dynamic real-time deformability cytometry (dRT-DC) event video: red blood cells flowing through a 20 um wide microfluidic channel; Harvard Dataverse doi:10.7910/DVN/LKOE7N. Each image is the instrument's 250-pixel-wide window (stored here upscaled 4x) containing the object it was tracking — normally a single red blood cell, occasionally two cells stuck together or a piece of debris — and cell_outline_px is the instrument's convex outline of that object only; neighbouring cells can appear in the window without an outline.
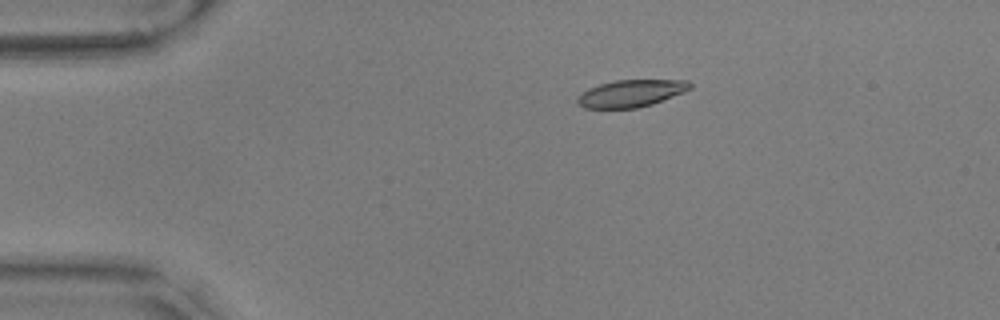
{"species": "common noctule bat (a hibernating species)", "species_latin": "Nyctalus noctula", "temperature_condition": "warm", "stored_images_in_passage": 49, "camera_frame_rate_fps": 3000, "um_per_image_px": 0.085, "animal": {"sex": "male", "body_mass_g": 17.9, "forearm_length_mm": 54.2}, "frame": {"image": 1, "passage_image": 3, "time_ms": 0.667, "image_size_px": [1000, 320], "cell_outline_px": [[692, 88], [684, 92], [652, 104], [636, 108], [584, 108], [576, 100], [576, 96], [588, 88], [600, 84], [616, 80], [688, 80], [692, 84]], "centroid_in_image_um": [53.64, 7.93], "position_along_channel_um": 31.4, "area_um2": 17.8}}
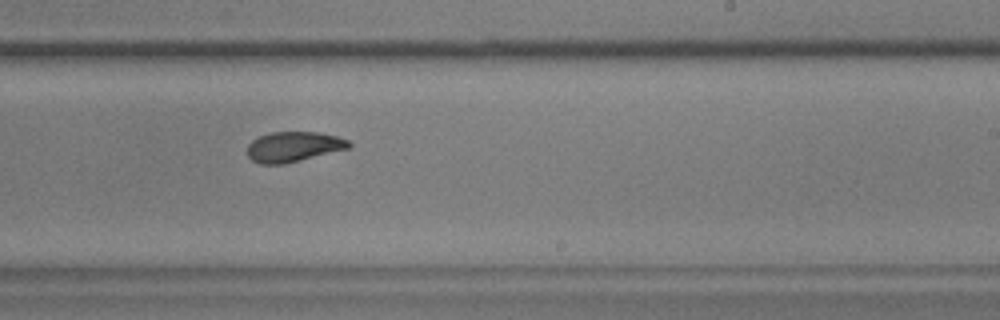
{"frame": {"image": 2, "passage_image": 27, "time_ms": 8.667, "image_size_px": [1000, 320], "cell_outline_px": [[352, 148], [284, 164], [260, 164], [252, 160], [248, 156], [248, 144], [252, 140], [260, 136], [272, 132], [320, 132], [336, 136], [348, 140], [352, 144]], "centroid_in_image_um": [24.98, 12.47], "position_along_channel_um": 264.0, "area_um2": 17.98}}
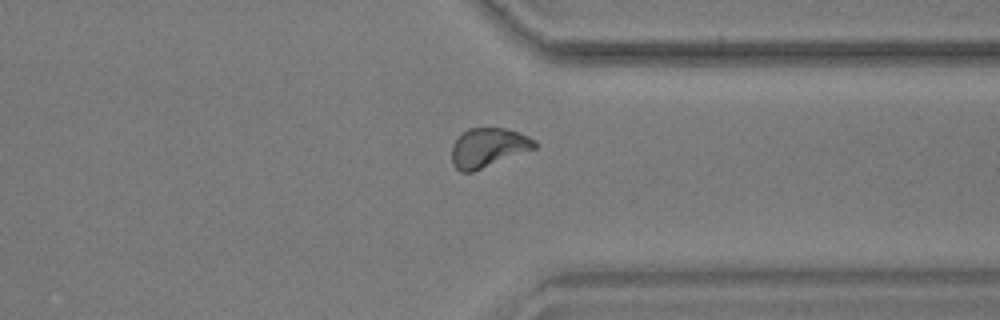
{"frame": {"image": 3, "passage_image": 36, "time_ms": 11.667, "image_size_px": [1000, 320], "cell_outline_px": [[536, 148], [472, 172], [460, 172], [452, 164], [452, 144], [468, 128], [508, 128], [528, 136], [536, 140]], "centroid_in_image_um": [41.5, 12.54], "position_along_channel_um": 369.9, "area_um2": 18.84}, "authors_computed_cell_mechanics": {"area_um2": 18.6116, "velocity_mm_per_s": 3.562, "shape_relaxation_time_tau1_ms": 5.503, "shape_relaxation_time_tau2_ms": 2.5306, "deformation_change_tau1": 0.1816, "deformation_change_tau2": 0.0793}}